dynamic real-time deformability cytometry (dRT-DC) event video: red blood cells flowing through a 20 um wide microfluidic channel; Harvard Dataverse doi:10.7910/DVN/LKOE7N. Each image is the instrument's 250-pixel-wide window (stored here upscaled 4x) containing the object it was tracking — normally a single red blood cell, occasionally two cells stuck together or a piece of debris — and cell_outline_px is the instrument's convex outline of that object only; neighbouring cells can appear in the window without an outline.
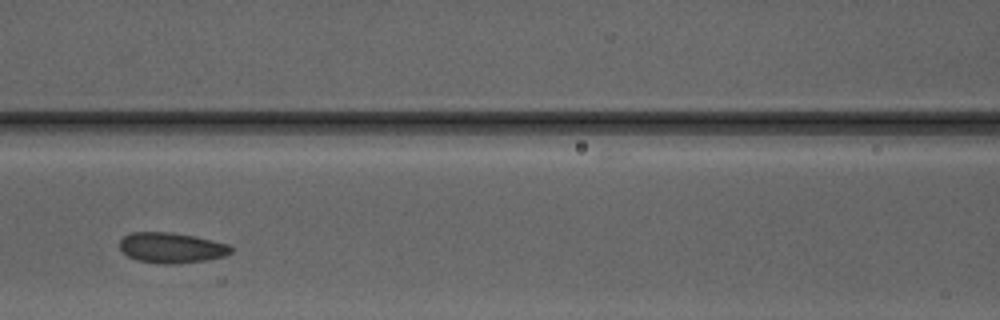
{"species": "Egyptian fruit bat (a non-hibernating species)", "species_latin": "Rousettus aegyptiacus", "temperature_condition": "warm", "stored_images_in_passage": 3, "camera_frame_rate_fps": 3000, "um_per_image_px": 0.085, "animal": {"sex": "male"}, "frame": {"image": 1, "passage_image": 3, "time_ms": 2.333, "image_size_px": [1000, 320], "cell_outline_px": [[232, 252], [224, 256], [204, 260], [180, 264], [164, 264], [136, 260], [128, 256], [120, 248], [120, 240], [124, 236], [132, 232], [168, 232], [196, 236], [228, 244], [232, 248]], "centroid_in_image_um": [14.57, 21.06], "position_along_channel_um": 152.0, "area_um2": 19.71}}